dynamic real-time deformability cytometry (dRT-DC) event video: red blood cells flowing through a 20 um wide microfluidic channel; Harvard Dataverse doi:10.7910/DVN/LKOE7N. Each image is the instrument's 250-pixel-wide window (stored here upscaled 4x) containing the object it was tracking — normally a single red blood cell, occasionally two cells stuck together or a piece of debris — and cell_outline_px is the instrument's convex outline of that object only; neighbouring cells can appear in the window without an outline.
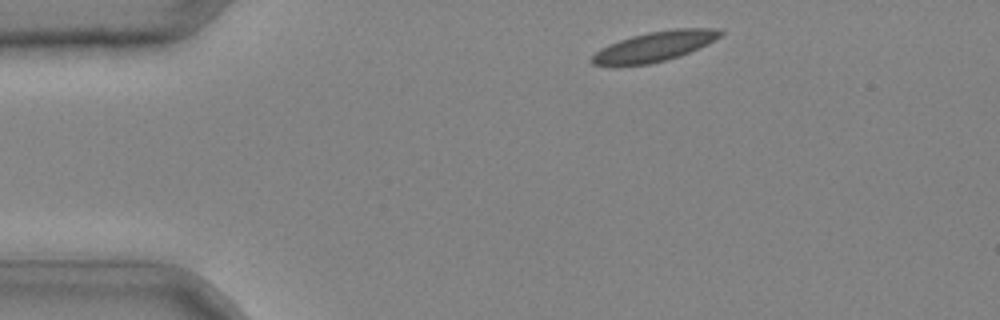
{"species": "common noctule bat (a hibernating species)", "species_latin": "Nyctalus noctula", "temperature_condition": "cold", "stored_images_in_passage": 32, "camera_frame_rate_fps": 3000, "um_per_image_px": 0.085, "animal": {"sex": "male", "body_mass_g": 20.4}, "frame": {"image": 1, "passage_image": 2, "time_ms": 0.333, "image_size_px": [1000, 320], "cell_outline_px": [[724, 32], [720, 36], [708, 44], [680, 56], [648, 64], [592, 64], [588, 60], [600, 48], [608, 44], [632, 36], [648, 32], [676, 28], [716, 28]], "centroid_in_image_um": [55.67, 3.92], "position_along_channel_um": 29.3, "area_um2": 22.02}}
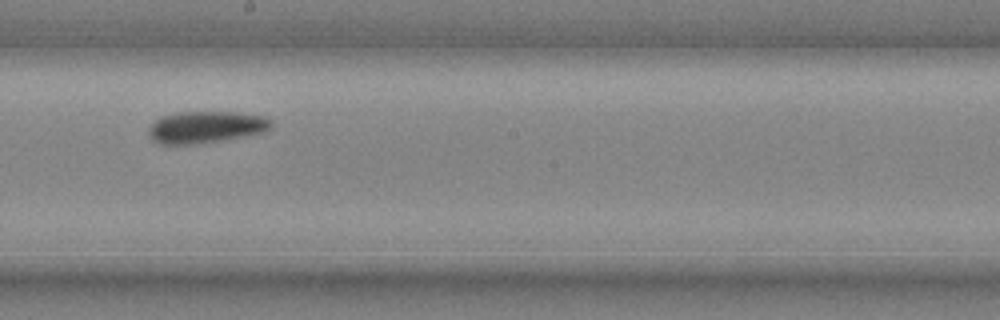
{"frame": {"image": 2, "passage_image": 19, "time_ms": 6.0, "image_size_px": [1000, 320], "cell_outline_px": [[272, 128], [264, 132], [244, 136], [220, 140], [192, 144], [160, 144], [152, 140], [148, 132], [148, 128], [160, 116], [180, 112], [240, 112], [264, 116], [272, 120]], "centroid_in_image_um": [17.51, 10.79], "position_along_channel_um": 230.7, "area_um2": 22.77}}
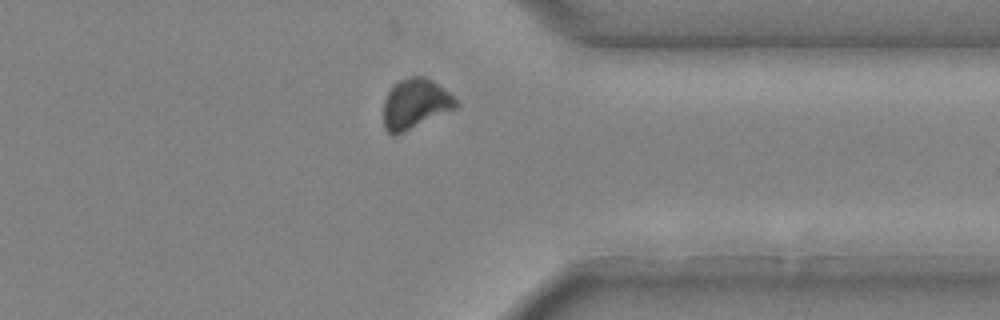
{"frame": {"image": 3, "passage_image": 29, "time_ms": 9.333, "image_size_px": [1000, 320], "cell_outline_px": [[460, 104], [456, 108], [404, 132], [392, 136], [384, 128], [384, 100], [392, 84], [400, 80], [412, 76], [424, 76], [432, 80], [444, 88]], "centroid_in_image_um": [35.28, 8.82], "position_along_channel_um": 376.1, "area_um2": 21.1}}